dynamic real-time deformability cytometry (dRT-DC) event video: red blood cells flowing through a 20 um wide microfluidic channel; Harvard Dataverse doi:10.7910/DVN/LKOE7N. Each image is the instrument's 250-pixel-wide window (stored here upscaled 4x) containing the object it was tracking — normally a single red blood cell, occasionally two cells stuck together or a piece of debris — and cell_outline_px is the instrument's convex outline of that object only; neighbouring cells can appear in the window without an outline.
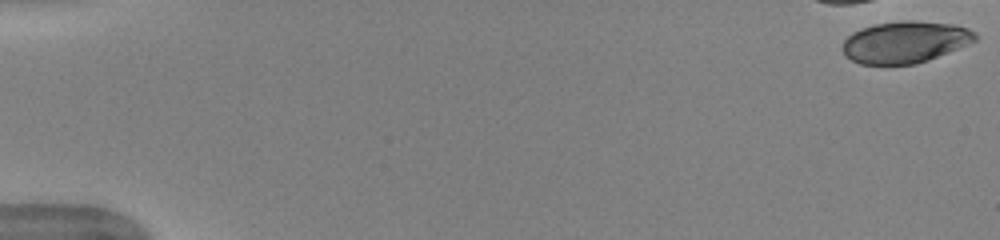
{"species": "human", "species_latin": "Homo sapiens", "temperature_condition": "warm", "stored_images_in_passage": 5, "camera_frame_rate_fps": 3000, "um_per_image_px": 0.085, "donor": {"sex": "female"}, "frame": {"image": 1, "passage_image": 1, "time_ms": 0.0, "image_size_px": [1000, 240], "cell_outline_px": [[976, 40], [968, 44], [928, 60], [916, 64], [860, 64], [852, 60], [840, 48], [844, 40], [852, 32], [876, 24], [904, 20], [912, 20], [952, 24], [968, 28], [976, 32]], "centroid_in_image_um": [76.93, 3.57], "position_along_channel_um": 8.1, "area_um2": 32.08}}